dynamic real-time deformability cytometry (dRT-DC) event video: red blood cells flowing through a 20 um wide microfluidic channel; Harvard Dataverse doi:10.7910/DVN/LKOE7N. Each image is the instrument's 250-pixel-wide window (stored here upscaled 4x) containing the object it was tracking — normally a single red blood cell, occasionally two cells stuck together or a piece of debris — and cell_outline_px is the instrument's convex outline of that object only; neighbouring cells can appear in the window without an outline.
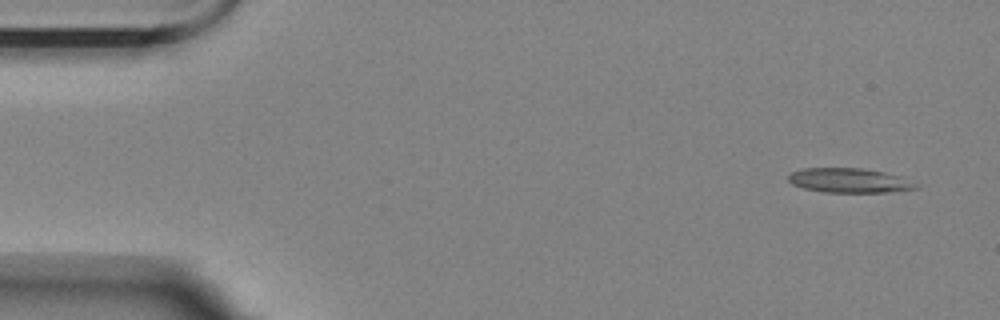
{"species": "Egyptian fruit bat (a non-hibernating species)", "species_latin": "Rousettus aegyptiacus", "temperature_condition": "room temperature", "stored_images_in_passage": 4, "segment_of_instrument_passage": [2, 2], "camera_frame_rate_fps": 3000, "um_per_image_px": 0.085, "animal": {"sex": "female"}, "frame": {"image": 1, "passage_image": 4, "time_ms": 4.333, "image_size_px": [1000, 320], "cell_outline_px": [[920, 188], [888, 192], [824, 192], [804, 188], [792, 184], [788, 180], [788, 176], [792, 172], [804, 168], [860, 168], [884, 172], [920, 184]], "centroid_in_image_um": [72.19, 15.34], "position_along_channel_um": 12.8, "area_um2": 18.03}}